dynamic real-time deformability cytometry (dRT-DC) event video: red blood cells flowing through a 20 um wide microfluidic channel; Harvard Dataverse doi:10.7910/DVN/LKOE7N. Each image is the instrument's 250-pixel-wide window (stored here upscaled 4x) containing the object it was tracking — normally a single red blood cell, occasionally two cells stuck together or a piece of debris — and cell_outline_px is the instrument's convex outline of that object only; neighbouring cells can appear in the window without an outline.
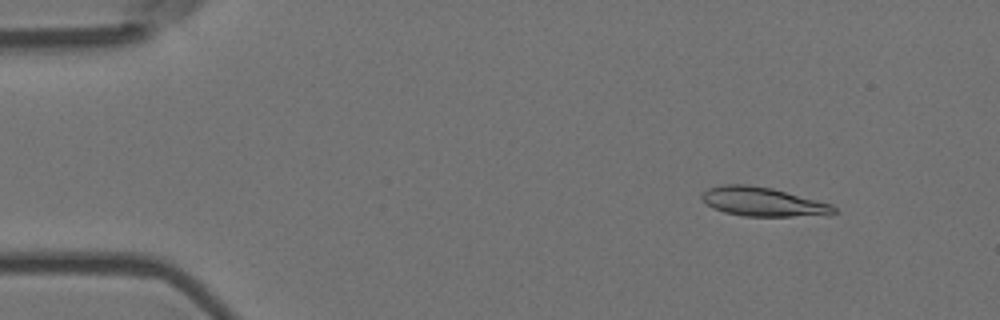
{"species": "Egyptian fruit bat (a non-hibernating species)", "species_latin": "Rousettus aegyptiacus", "temperature_condition": "room temperature", "stored_images_in_passage": 5, "camera_frame_rate_fps": 3000, "um_per_image_px": 0.085, "animal": {"sex": "female"}, "frame": {"image": 1, "passage_image": 2, "time_ms": 0.333, "image_size_px": [1000, 320], "cell_outline_px": [[836, 212], [792, 216], [744, 216], [724, 212], [712, 208], [700, 196], [708, 188], [724, 184], [748, 184], [772, 188], [832, 204], [836, 208]], "centroid_in_image_um": [64.78, 17.13], "position_along_channel_um": 20.2, "area_um2": 21.91}}
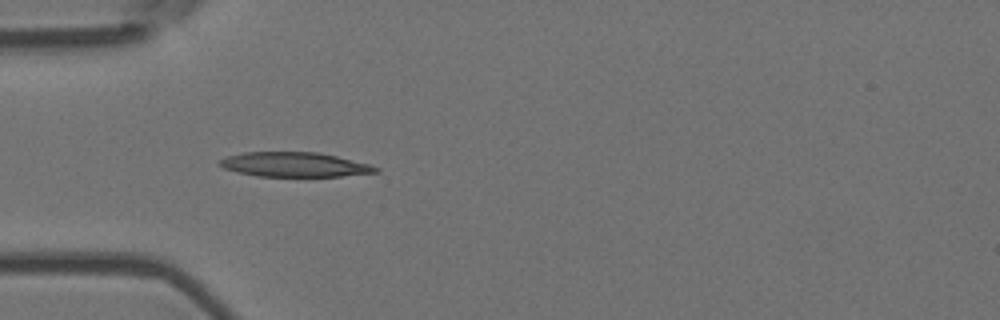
{"frame": {"image": 2, "passage_image": 5, "time_ms": 1.333, "image_size_px": [1000, 320], "cell_outline_px": [[380, 172], [340, 176], [256, 176], [236, 172], [224, 168], [216, 164], [220, 160], [228, 156], [244, 152], [320, 152], [368, 164], [380, 168]], "centroid_in_image_um": [25.01, 13.99], "position_along_channel_um": 60.0, "area_um2": 22.31}}